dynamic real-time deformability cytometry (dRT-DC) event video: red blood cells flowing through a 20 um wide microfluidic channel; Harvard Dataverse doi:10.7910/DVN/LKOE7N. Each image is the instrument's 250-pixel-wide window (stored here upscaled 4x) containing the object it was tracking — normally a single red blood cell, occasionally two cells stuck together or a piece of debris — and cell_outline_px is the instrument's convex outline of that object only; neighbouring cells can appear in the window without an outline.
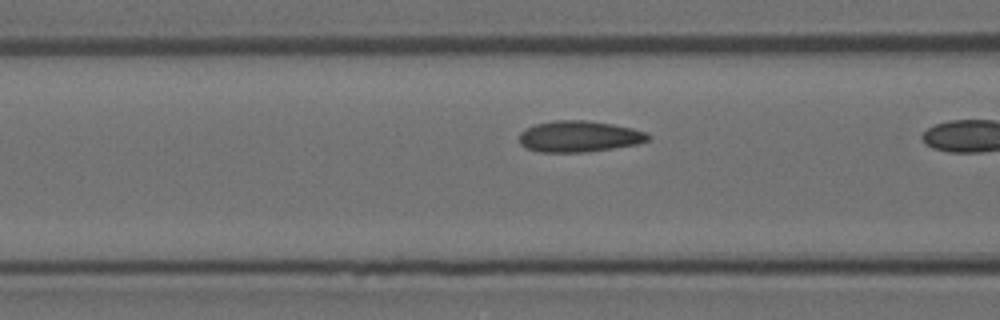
{"species": "Egyptian fruit bat (a non-hibernating species)", "species_latin": "Rousettus aegyptiacus", "temperature_condition": "room temperature", "stored_images_in_passage": 9, "camera_frame_rate_fps": 3000, "um_per_image_px": 0.085, "animal": {"sex": "female"}, "frame": {"image": 1, "passage_image": 8, "time_ms": 2.333, "image_size_px": [1000, 320], "cell_outline_px": [[652, 136], [648, 140], [636, 144], [588, 152], [540, 152], [524, 148], [520, 144], [520, 132], [536, 124], [552, 120], [588, 120], [612, 124], [632, 128], [648, 132]], "centroid_in_image_um": [49.23, 11.59], "position_along_channel_um": 117.4, "area_um2": 23.52}}